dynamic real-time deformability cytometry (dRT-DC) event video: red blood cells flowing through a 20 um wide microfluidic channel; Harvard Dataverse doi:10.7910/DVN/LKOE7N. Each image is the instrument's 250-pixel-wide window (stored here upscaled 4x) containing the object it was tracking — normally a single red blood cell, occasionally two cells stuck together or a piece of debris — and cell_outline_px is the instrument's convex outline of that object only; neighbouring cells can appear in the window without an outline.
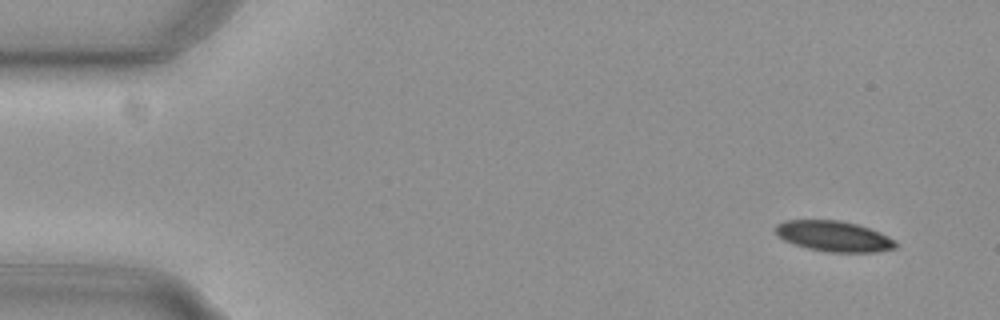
{"species": "common noctule bat (a hibernating species)", "species_latin": "Nyctalus noctula", "temperature_condition": "cold", "stored_images_in_passage": 51, "camera_frame_rate_fps": 3000, "um_per_image_px": 0.085, "animal": {"sex": "female", "body_mass_g": 29.2, "forearm_length_mm": 56.3}, "frame": {"image": 1, "passage_image": 1, "time_ms": 0.0, "image_size_px": [1000, 320], "cell_outline_px": [[896, 248], [876, 252], [828, 252], [808, 248], [792, 244], [784, 240], [776, 232], [776, 224], [784, 220], [840, 220], [856, 224], [880, 232], [896, 240]], "centroid_in_image_um": [70.88, 20.08], "position_along_channel_um": 14.1, "area_um2": 21.39}}
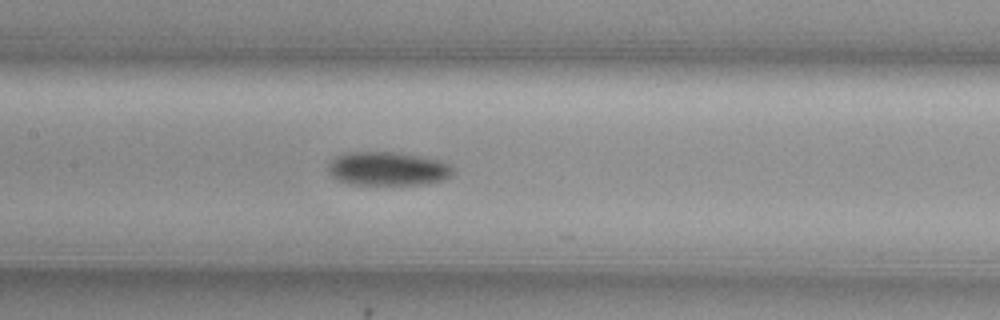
{"frame": {"image": 2, "passage_image": 23, "time_ms": 7.333, "image_size_px": [1000, 320], "cell_outline_px": [[452, 172], [444, 180], [424, 184], [348, 184], [336, 180], [328, 172], [328, 164], [332, 160], [340, 156], [352, 152], [400, 152], [440, 160], [448, 164], [452, 168]], "centroid_in_image_um": [32.94, 14.34], "position_along_channel_um": 174.5, "area_um2": 24.33}}
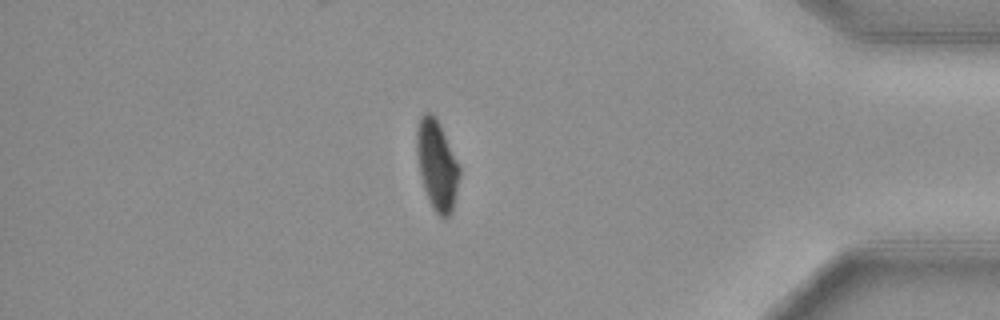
{"frame": {"image": 3, "passage_image": 44, "time_ms": 14.333, "image_size_px": [1000, 320], "cell_outline_px": [[460, 176], [452, 212], [444, 220], [432, 208], [428, 200], [424, 188], [420, 172], [416, 152], [416, 132], [420, 116], [424, 112], [428, 112], [436, 120], [460, 168]], "centroid_in_image_um": [37.12, 14.1], "position_along_channel_um": 398.1, "area_um2": 21.85}, "authors_computed_cell_mechanics": {"area_um2": 23.8714, "velocity_mm_per_s": 3.7443, "shape_relaxation_time_tau1_ms": 3.9093, "shape_relaxation_time_tau2_ms": null, "deformation_change_tau1": 0.134, "deformation_change_tau2": null}}